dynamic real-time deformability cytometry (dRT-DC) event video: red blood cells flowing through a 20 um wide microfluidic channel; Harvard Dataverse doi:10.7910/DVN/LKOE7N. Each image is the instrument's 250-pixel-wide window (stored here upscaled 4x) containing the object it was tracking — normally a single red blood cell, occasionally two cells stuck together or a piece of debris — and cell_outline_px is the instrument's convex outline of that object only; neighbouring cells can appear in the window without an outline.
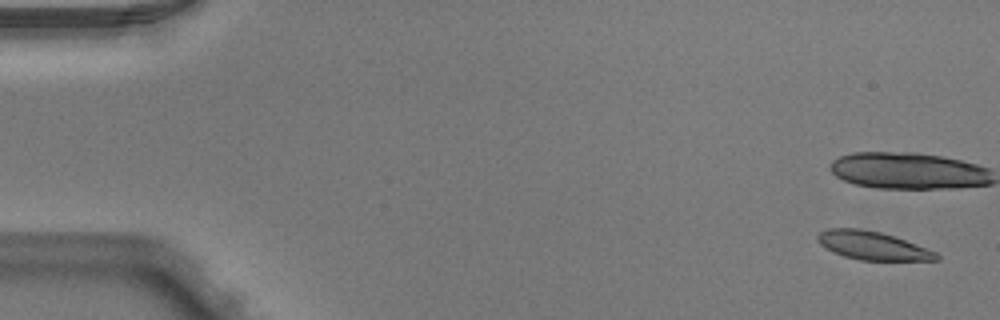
{"species": "Egyptian fruit bat (a non-hibernating species)", "species_latin": "Rousettus aegyptiacus", "temperature_condition": "warm", "stored_images_in_passage": 4, "camera_frame_rate_fps": 3000, "um_per_image_px": 0.085, "animal": {"sex": "male"}, "frame": {"image": 1, "passage_image": 1, "time_ms": 0.0, "image_size_px": [1000, 320], "cell_outline_px": [[940, 260], [860, 260], [844, 256], [832, 252], [820, 244], [816, 236], [820, 232], [828, 228], [860, 228], [880, 232], [904, 240], [936, 252], [940, 256]], "centroid_in_image_um": [74.13, 20.87], "position_along_channel_um": 10.9, "area_um2": 19.42}}